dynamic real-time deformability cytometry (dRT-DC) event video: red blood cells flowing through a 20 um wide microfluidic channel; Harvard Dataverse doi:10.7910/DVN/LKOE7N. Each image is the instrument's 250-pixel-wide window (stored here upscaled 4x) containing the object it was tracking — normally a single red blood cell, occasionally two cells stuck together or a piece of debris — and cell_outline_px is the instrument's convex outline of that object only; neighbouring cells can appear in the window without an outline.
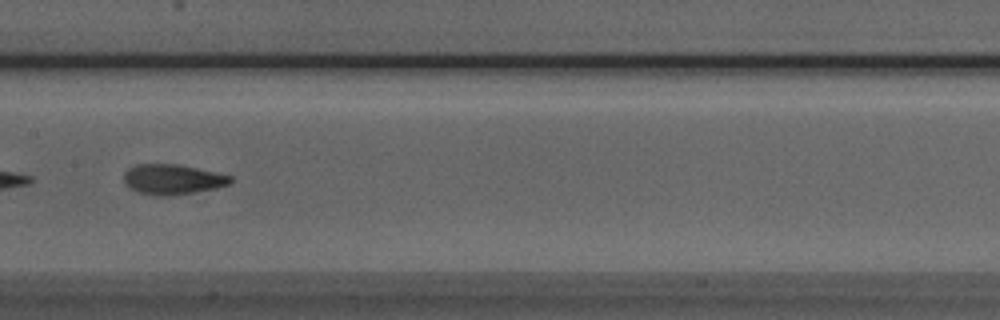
{"species": "Egyptian fruit bat (a non-hibernating species)", "species_latin": "Rousettus aegyptiacus", "temperature_condition": "room temperature", "stored_images_in_passage": 29, "camera_frame_rate_fps": 3000, "um_per_image_px": 0.085, "animal": {"sex": "male"}, "frame": {"image": 1, "passage_image": 17, "time_ms": 5.333, "image_size_px": [1000, 320], "cell_outline_px": [[232, 184], [216, 188], [168, 196], [156, 196], [140, 192], [132, 188], [124, 180], [124, 172], [128, 168], [136, 164], [176, 164], [216, 172], [232, 176]], "centroid_in_image_um": [14.7, 15.24], "position_along_channel_um": 192.7, "area_um2": 18.55}}